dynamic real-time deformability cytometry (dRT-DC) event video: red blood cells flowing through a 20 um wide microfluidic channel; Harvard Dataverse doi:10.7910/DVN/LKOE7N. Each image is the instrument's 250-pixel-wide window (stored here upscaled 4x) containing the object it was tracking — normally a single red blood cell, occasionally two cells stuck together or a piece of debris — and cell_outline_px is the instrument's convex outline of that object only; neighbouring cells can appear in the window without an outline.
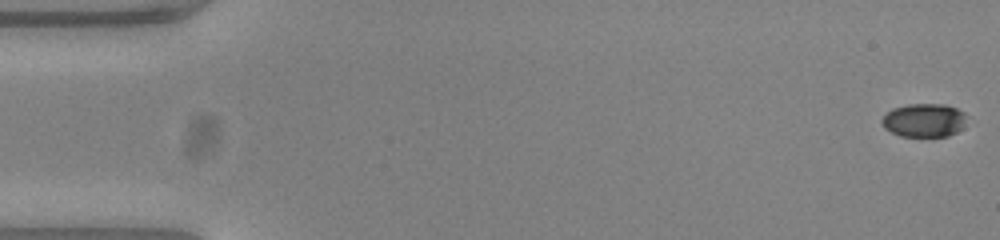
{"species": "common noctule bat (a hibernating species)", "species_latin": "Nyctalus noctula", "temperature_condition": "warm", "stored_images_in_passage": 54, "camera_frame_rate_fps": 3000, "um_per_image_px": 0.085, "animal": {"sex": "female", "body_mass_g": 23.0, "forearm_length_mm": 53.4}, "frame": {"image": 1, "passage_image": 1, "time_ms": 0.0, "image_size_px": [1000, 240], "cell_outline_px": [[964, 116], [960, 128], [956, 132], [948, 136], [900, 136], [884, 128], [880, 120], [892, 108], [908, 104], [944, 104], [956, 108], [964, 112]], "centroid_in_image_um": [78.49, 10.21], "position_along_channel_um": 6.5, "area_um2": 16.3}}
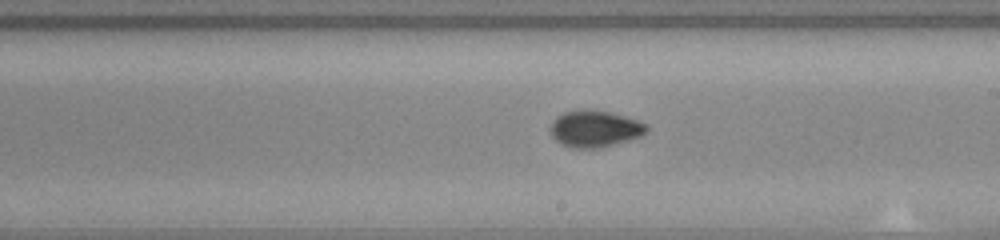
{"frame": {"image": 2, "passage_image": 31, "time_ms": 10.0, "image_size_px": [1000, 240], "cell_outline_px": [[648, 132], [640, 136], [628, 140], [600, 148], [572, 148], [556, 140], [552, 136], [548, 128], [552, 120], [556, 116], [564, 112], [588, 108], [608, 112], [624, 116], [648, 124]], "centroid_in_image_um": [50.53, 10.93], "position_along_channel_um": 238.5, "area_um2": 20.69}}
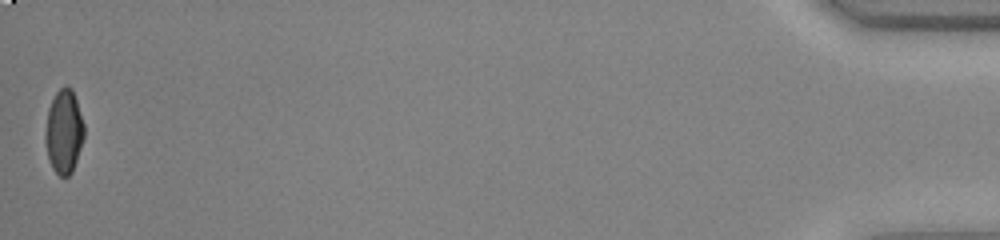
{"frame": {"image": 3, "passage_image": 54, "time_ms": 17.667, "image_size_px": [1000, 240], "cell_outline_px": [[84, 136], [72, 172], [68, 176], [60, 176], [52, 168], [48, 160], [44, 140], [44, 132], [48, 108], [56, 92], [64, 84], [68, 84], [72, 88], [84, 124]], "centroid_in_image_um": [5.41, 11.16], "position_along_channel_um": 429.8, "area_um2": 19.13}, "authors_computed_cell_mechanics": {"area_um2": 19.1318, "velocity_mm_per_s": 3.8046, "shape_relaxation_time_tau1_ms": 5.0187, "shape_relaxation_time_tau2_ms": 1.2249, "deformation_change_tau1": 0.1734, "deformation_change_tau2": 0.0494}}